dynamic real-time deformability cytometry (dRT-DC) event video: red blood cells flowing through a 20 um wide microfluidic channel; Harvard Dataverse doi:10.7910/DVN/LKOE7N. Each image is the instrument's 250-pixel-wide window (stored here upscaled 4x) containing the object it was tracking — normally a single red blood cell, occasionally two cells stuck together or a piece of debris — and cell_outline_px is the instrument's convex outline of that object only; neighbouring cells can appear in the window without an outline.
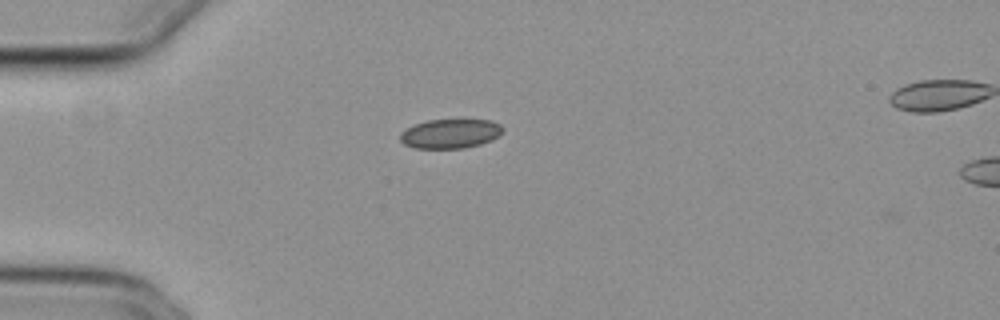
{"species": "common noctule bat (a hibernating species)", "species_latin": "Nyctalus noctula", "temperature_condition": "cold", "stored_images_in_passage": 41, "camera_frame_rate_fps": 3000, "um_per_image_px": 0.085, "animal": {"sex": "female", "body_mass_g": 29.2, "forearm_length_mm": 56.3}, "frame": {"image": 1, "passage_image": 3, "time_ms": 0.667, "image_size_px": [1000, 320], "cell_outline_px": [[504, 128], [492, 140], [480, 144], [464, 148], [416, 148], [404, 144], [400, 140], [400, 132], [416, 124], [428, 120], [492, 120], [500, 124]], "centroid_in_image_um": [38.27, 11.36], "position_along_channel_um": 46.7, "area_um2": 17.34}}
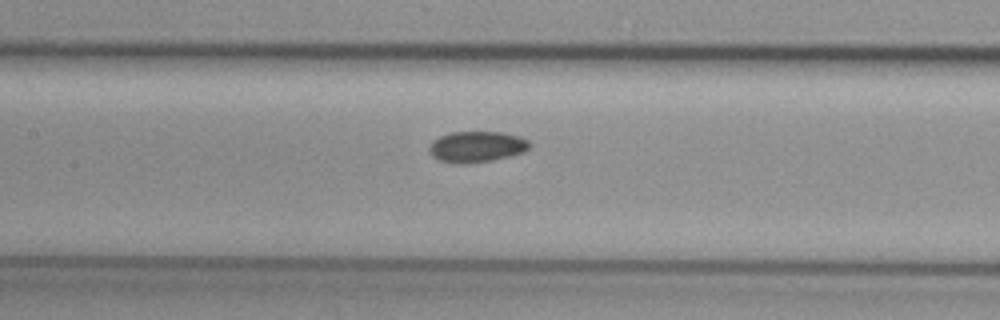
{"frame": {"image": 2, "passage_image": 14, "time_ms": 4.333, "image_size_px": [1000, 320], "cell_outline_px": [[532, 144], [524, 152], [492, 160], [464, 164], [456, 164], [440, 160], [432, 156], [428, 152], [428, 148], [432, 140], [440, 136], [452, 132], [500, 132], [520, 136], [528, 140]], "centroid_in_image_um": [40.5, 12.47], "position_along_channel_um": 166.9, "area_um2": 18.21}}
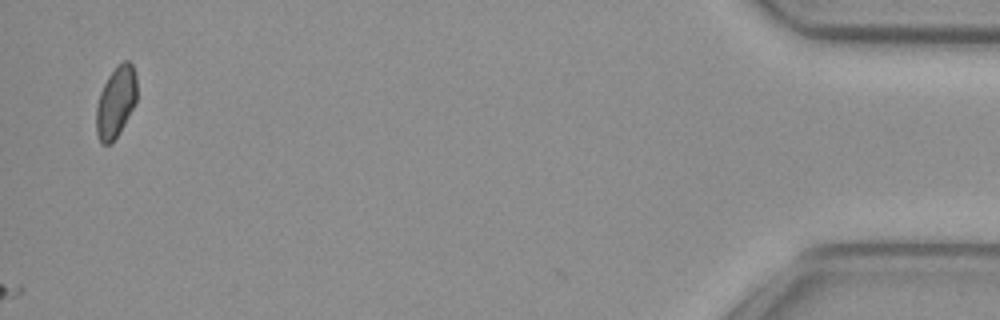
{"frame": {"image": 3, "passage_image": 41, "time_ms": 13.333, "image_size_px": [1000, 320], "cell_outline_px": [[136, 104], [120, 132], [112, 144], [100, 144], [96, 132], [96, 108], [100, 92], [108, 76], [124, 60], [128, 60], [132, 64], [136, 76]], "centroid_in_image_um": [9.84, 8.72], "position_along_channel_um": 425.4, "area_um2": 16.94}, "authors_computed_cell_mechanics": {"area_um2": 17.3978, "velocity_mm_per_s": 3.8269, "shape_relaxation_time_tau1_ms": null, "shape_relaxation_time_tau2_ms": 6.0109, "deformation_change_tau1": null, "deformation_change_tau2": 0.0819}}